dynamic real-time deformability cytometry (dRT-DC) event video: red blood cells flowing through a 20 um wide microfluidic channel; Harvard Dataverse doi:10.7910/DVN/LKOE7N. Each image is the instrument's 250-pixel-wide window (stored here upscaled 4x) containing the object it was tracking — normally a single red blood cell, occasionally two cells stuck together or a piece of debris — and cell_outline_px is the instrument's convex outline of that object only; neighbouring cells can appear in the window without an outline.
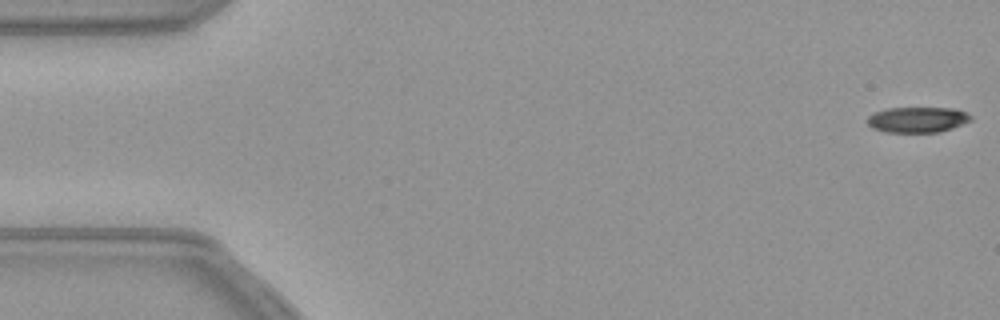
{"species": "common noctule bat (a hibernating species)", "species_latin": "Nyctalus noctula", "temperature_condition": "warm", "stored_images_in_passage": 53, "camera_frame_rate_fps": 3000, "um_per_image_px": 0.085, "animal": {"sex": "female", "body_mass_g": 21.9}, "frame": {"image": 1, "passage_image": 1, "time_ms": 0.0, "image_size_px": [1000, 320], "cell_outline_px": [[972, 120], [952, 128], [940, 132], [884, 132], [872, 128], [868, 124], [868, 116], [876, 112], [888, 108], [952, 108], [964, 112], [972, 116]], "centroid_in_image_um": [77.98, 10.18], "position_along_channel_um": 7.0, "area_um2": 15.32}}
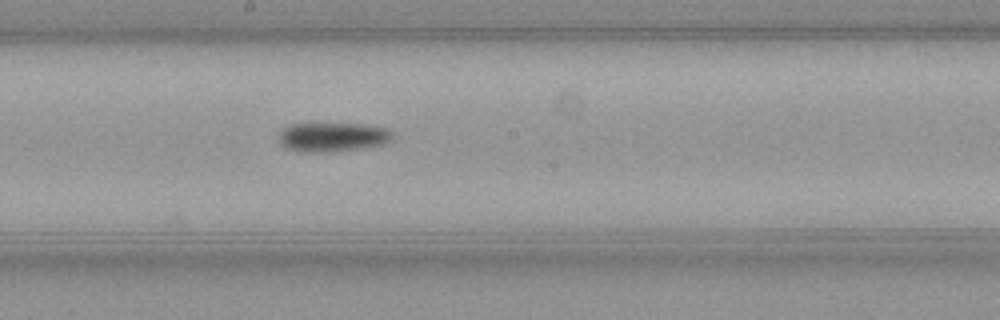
{"frame": {"image": 2, "passage_image": 29, "time_ms": 9.333, "image_size_px": [1000, 320], "cell_outline_px": [[392, 140], [384, 144], [356, 148], [324, 152], [296, 152], [284, 148], [280, 144], [280, 132], [284, 128], [292, 124], [364, 124], [388, 128], [392, 132]], "centroid_in_image_um": [28.25, 11.65], "position_along_channel_um": 219.9, "area_um2": 19.25}}
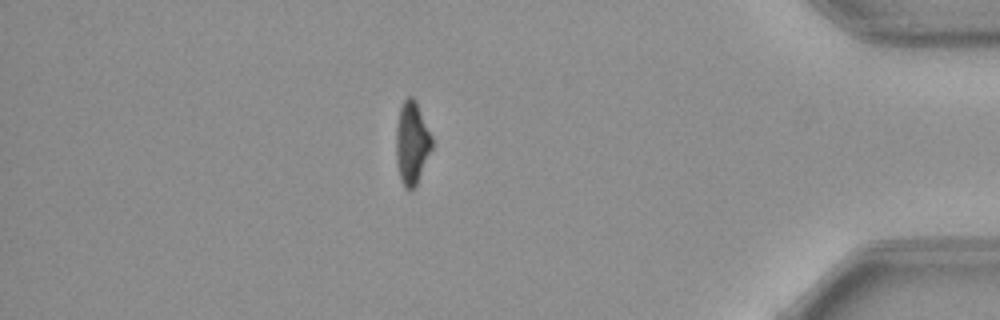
{"frame": {"image": 3, "passage_image": 47, "time_ms": 15.333, "image_size_px": [1000, 320], "cell_outline_px": [[432, 148], [416, 184], [412, 188], [404, 188], [400, 180], [396, 160], [396, 128], [400, 108], [404, 100], [408, 96], [412, 96], [416, 100], [432, 136]], "centroid_in_image_um": [35.0, 12.12], "position_along_channel_um": 400.2, "area_um2": 17.17}}